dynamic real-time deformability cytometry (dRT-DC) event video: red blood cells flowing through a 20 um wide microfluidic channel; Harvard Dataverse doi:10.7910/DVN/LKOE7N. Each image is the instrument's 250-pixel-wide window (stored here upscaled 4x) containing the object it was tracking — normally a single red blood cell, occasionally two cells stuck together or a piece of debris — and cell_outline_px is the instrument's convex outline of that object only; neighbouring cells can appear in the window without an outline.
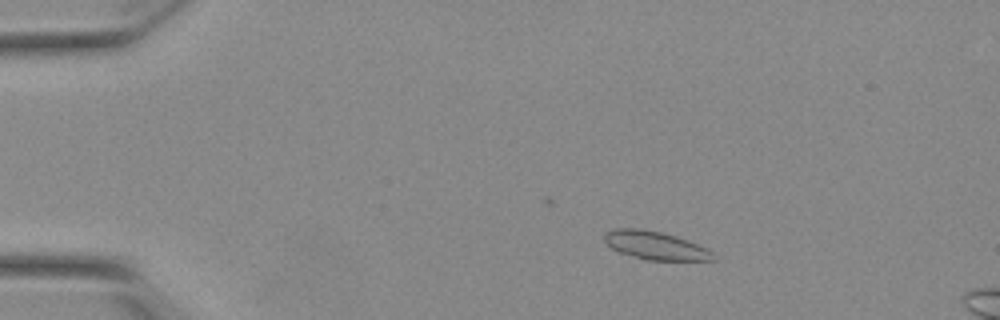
{"species": "Egyptian fruit bat (a non-hibernating species)", "species_latin": "Rousettus aegyptiacus", "temperature_condition": "warm", "stored_images_in_passage": 47, "camera_frame_rate_fps": 3000, "um_per_image_px": 0.085, "animal": {"sex": "female"}, "frame": {"image": 1, "passage_image": 3, "time_ms": 0.667, "image_size_px": [1000, 320], "cell_outline_px": [[716, 260], [644, 260], [616, 252], [604, 240], [604, 236], [608, 232], [616, 228], [640, 228], [660, 232], [676, 236], [688, 240], [712, 252]], "centroid_in_image_um": [55.66, 20.87], "position_along_channel_um": 29.3, "area_um2": 17.8}}
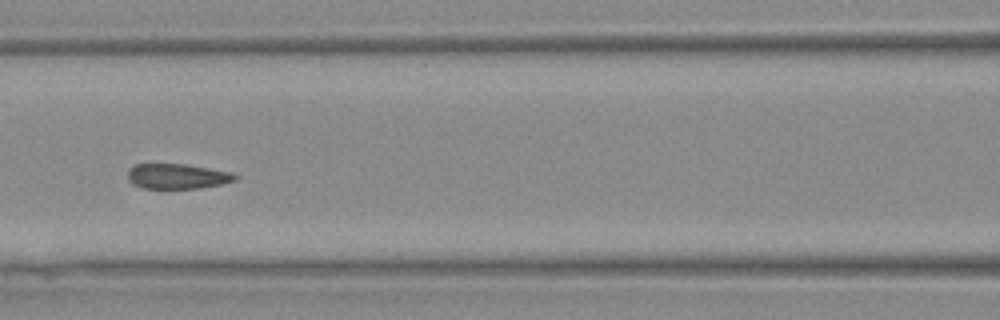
{"frame": {"image": 2, "passage_image": 18, "time_ms": 5.667, "image_size_px": [1000, 320], "cell_outline_px": [[240, 176], [236, 180], [220, 184], [200, 188], [140, 188], [132, 184], [128, 180], [128, 168], [136, 164], [184, 164], [232, 172]], "centroid_in_image_um": [15.06, 14.98], "position_along_channel_um": 151.5, "area_um2": 15.78}}
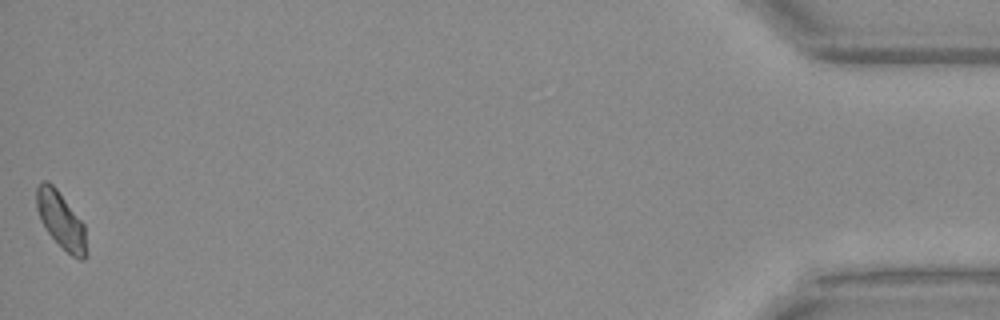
{"frame": {"image": 3, "passage_image": 47, "time_ms": 15.333, "image_size_px": [1000, 320], "cell_outline_px": [[88, 252], [84, 260], [80, 260], [72, 256], [48, 232], [40, 220], [36, 208], [36, 188], [44, 180], [48, 180], [56, 188], [84, 224]], "centroid_in_image_um": [5.19, 18.73], "position_along_channel_um": 430.0, "area_um2": 16.36}}